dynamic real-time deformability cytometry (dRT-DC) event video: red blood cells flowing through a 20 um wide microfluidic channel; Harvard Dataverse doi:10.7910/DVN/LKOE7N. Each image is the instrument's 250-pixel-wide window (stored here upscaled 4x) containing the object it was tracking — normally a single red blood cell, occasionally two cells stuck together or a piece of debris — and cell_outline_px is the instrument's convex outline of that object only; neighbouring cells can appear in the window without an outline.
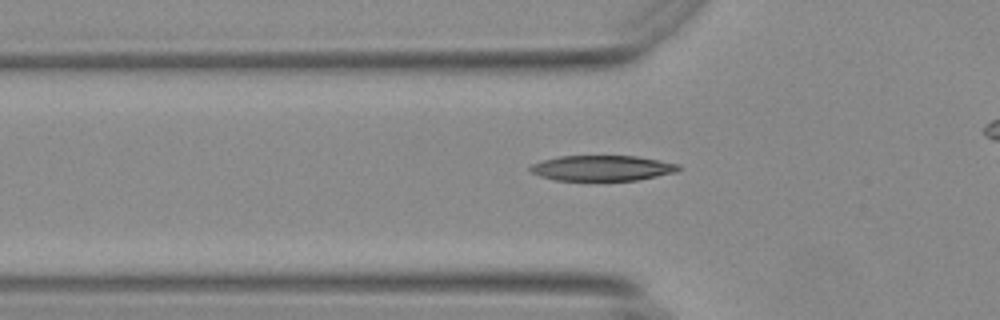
{"species": "Egyptian fruit bat (a non-hibernating species)", "species_latin": "Rousettus aegyptiacus", "temperature_condition": "warm", "stored_images_in_passage": 36, "camera_frame_rate_fps": 3000, "um_per_image_px": 0.085, "animal": {"sex": "female"}, "frame": {"image": 1, "passage_image": 6, "time_ms": 1.667, "image_size_px": [1000, 320], "cell_outline_px": [[680, 168], [676, 172], [636, 180], [556, 180], [540, 176], [532, 172], [528, 168], [532, 164], [544, 160], [560, 156], [636, 156], [680, 164]], "centroid_in_image_um": [51.18, 14.28], "position_along_channel_um": 74.6, "area_um2": 21.73}}
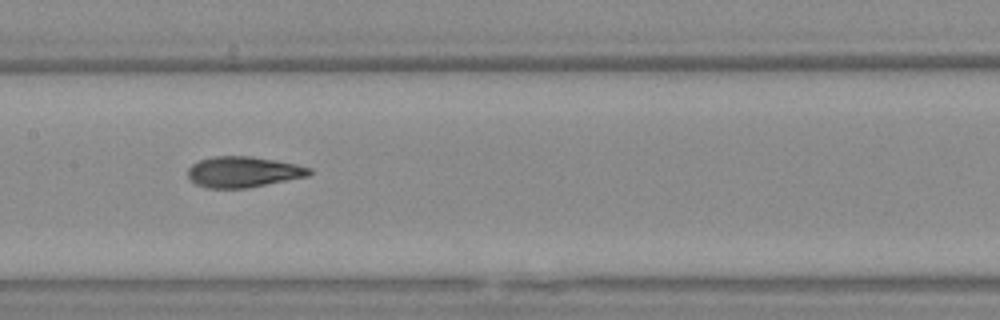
{"frame": {"image": 2, "passage_image": 15, "time_ms": 4.667, "image_size_px": [1000, 320], "cell_outline_px": [[312, 172], [308, 176], [248, 188], [208, 188], [196, 184], [188, 176], [188, 168], [192, 164], [200, 160], [212, 156], [252, 156], [276, 160], [296, 164], [312, 168]], "centroid_in_image_um": [20.69, 14.61], "position_along_channel_um": 186.7, "area_um2": 21.85}}
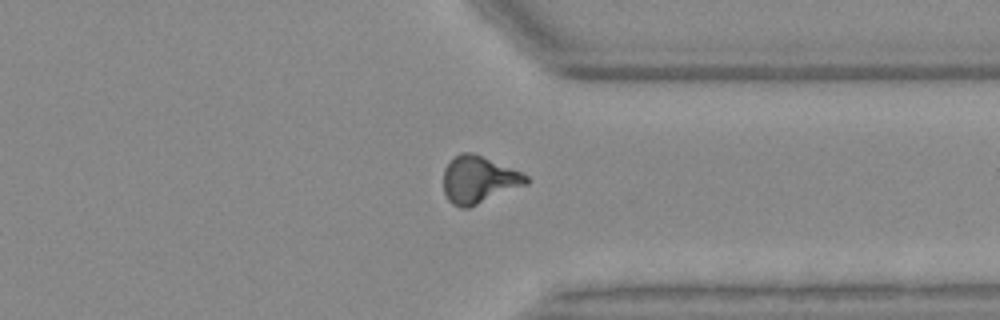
{"frame": {"image": 3, "passage_image": 30, "time_ms": 9.667, "image_size_px": [1000, 320], "cell_outline_px": [[532, 180], [528, 184], [468, 208], [460, 208], [452, 204], [448, 200], [444, 192], [444, 168], [460, 152], [472, 152], [520, 172], [528, 176]], "centroid_in_image_um": [40.7, 15.29], "position_along_channel_um": 370.7, "area_um2": 22.6}, "authors_computed_cell_mechanics": {"area_um2": 21.8484, "velocity_mm_per_s": 3.7174, "shape_relaxation_time_tau1_ms": 4.2372, "shape_relaxation_time_tau2_ms": 1.9178, "deformation_change_tau1": 0.199, "deformation_change_tau2": 0.1027}}